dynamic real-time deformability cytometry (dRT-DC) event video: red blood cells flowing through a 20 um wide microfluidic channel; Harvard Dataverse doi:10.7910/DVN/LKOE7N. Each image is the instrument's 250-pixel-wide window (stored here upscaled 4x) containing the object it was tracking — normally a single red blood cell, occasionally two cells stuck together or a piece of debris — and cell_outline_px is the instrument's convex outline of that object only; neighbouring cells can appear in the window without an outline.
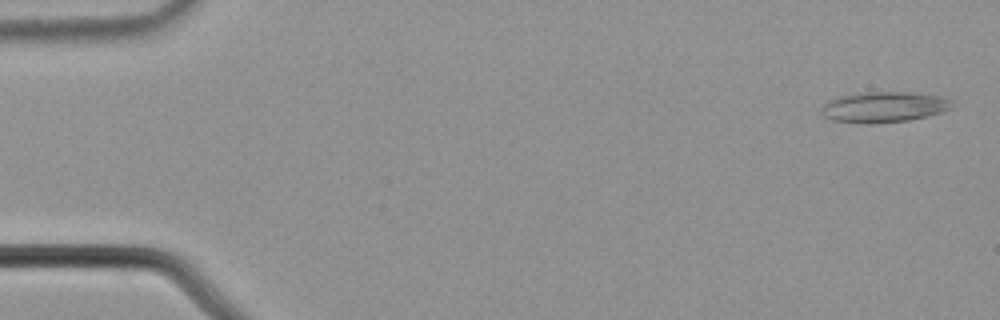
{"species": "common noctule bat (a hibernating species)", "species_latin": "Nyctalus noctula", "temperature_condition": "cold", "stored_images_in_passage": 6, "camera_frame_rate_fps": 3000, "um_per_image_px": 0.085, "animal": {"sex": "male", "body_mass_g": 21.5, "forearm_length_mm": 52.0}, "frame": {"image": 1, "passage_image": 1, "time_ms": 0.0, "image_size_px": [1000, 320], "cell_outline_px": [[956, 100], [952, 108], [944, 112], [928, 116], [908, 120], [872, 124], [860, 124], [832, 120], [824, 116], [820, 112], [820, 104], [828, 100], [840, 96], [860, 92], [912, 92], [940, 96]], "centroid_in_image_um": [75.14, 9.1], "position_along_channel_um": 9.9, "area_um2": 23.99}}
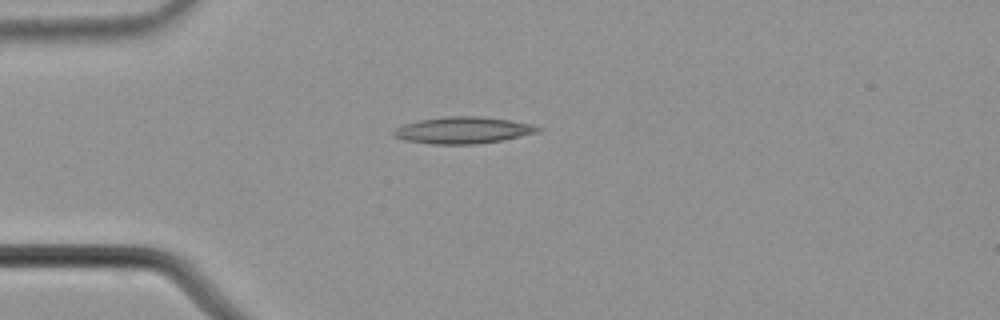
{"frame": {"image": 2, "passage_image": 4, "time_ms": 1.0, "image_size_px": [1000, 320], "cell_outline_px": [[544, 128], [540, 132], [500, 140], [476, 144], [432, 144], [404, 140], [396, 136], [392, 132], [396, 128], [404, 124], [420, 120], [444, 116], [480, 116], [508, 120], [532, 124]], "centroid_in_image_um": [39.38, 11.06], "position_along_channel_um": 45.6, "area_um2": 22.31}}
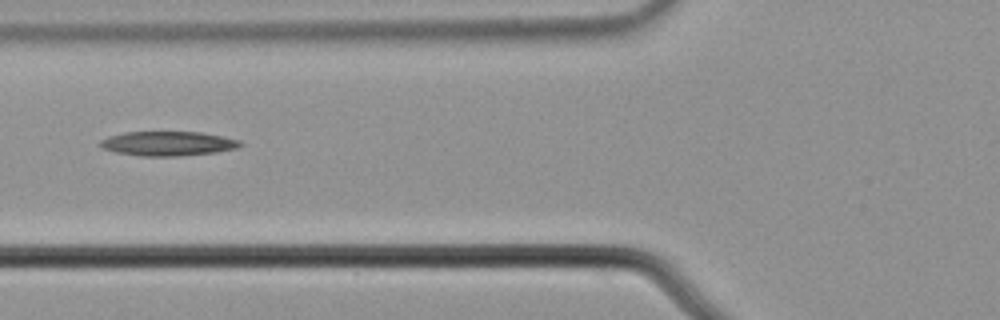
{"frame": {"image": 3, "passage_image": 6, "time_ms": 1.667, "image_size_px": [1000, 320], "cell_outline_px": [[244, 144], [236, 148], [216, 152], [180, 156], [140, 156], [116, 152], [104, 148], [100, 144], [100, 140], [108, 136], [124, 132], [200, 132], [240, 140]], "centroid_in_image_um": [14.27, 12.2], "position_along_channel_um": 111.5, "area_um2": 19.83}}